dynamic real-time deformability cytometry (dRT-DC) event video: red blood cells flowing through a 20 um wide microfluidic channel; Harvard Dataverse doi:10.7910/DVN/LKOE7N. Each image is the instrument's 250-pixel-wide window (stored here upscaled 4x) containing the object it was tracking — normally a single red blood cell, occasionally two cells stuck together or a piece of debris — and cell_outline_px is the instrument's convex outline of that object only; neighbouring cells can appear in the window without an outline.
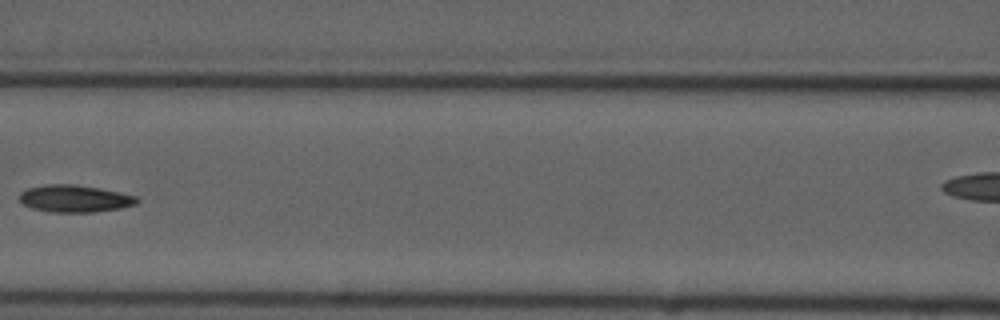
{"species": "common noctule bat (a hibernating species)", "species_latin": "Nyctalus noctula", "temperature_condition": "cold", "stored_images_in_passage": 9, "segment_of_instrument_passage": [1, 2], "camera_frame_rate_fps": 3000, "um_per_image_px": 0.085, "animal": {"sex": "male", "forearm_length_mm": 52.5}, "frame": {"image": 1, "passage_image": 8, "time_ms": 8.333, "image_size_px": [1000, 320], "cell_outline_px": [[140, 200], [136, 204], [120, 208], [96, 212], [52, 212], [32, 208], [24, 204], [20, 200], [20, 192], [28, 188], [48, 184], [76, 184], [100, 188], [136, 196]], "centroid_in_image_um": [6.36, 16.88], "position_along_channel_um": 160.2, "area_um2": 18.55}}